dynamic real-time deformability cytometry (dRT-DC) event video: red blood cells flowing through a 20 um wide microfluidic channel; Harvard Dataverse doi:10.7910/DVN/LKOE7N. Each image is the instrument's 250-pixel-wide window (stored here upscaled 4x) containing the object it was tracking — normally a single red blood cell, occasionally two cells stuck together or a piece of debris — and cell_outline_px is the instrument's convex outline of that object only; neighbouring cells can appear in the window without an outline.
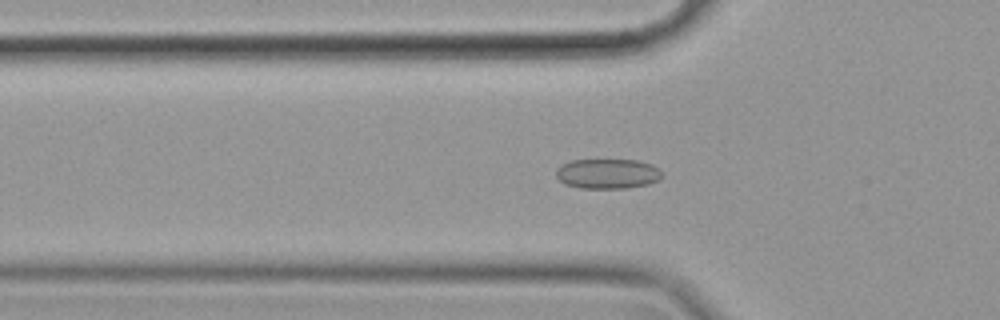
{"species": "common noctule bat (a hibernating species)", "species_latin": "Nyctalus noctula", "temperature_condition": "cold", "stored_images_in_passage": 48, "camera_frame_rate_fps": 3000, "um_per_image_px": 0.085, "animal": {"sex": "female", "body_mass_g": 19.9}, "frame": {"image": 1, "passage_image": 18, "time_ms": 5.667, "image_size_px": [1000, 320], "cell_outline_px": [[660, 180], [648, 184], [624, 188], [580, 188], [564, 184], [556, 176], [556, 168], [572, 160], [636, 160], [652, 164], [660, 168]], "centroid_in_image_um": [51.64, 14.76], "position_along_channel_um": 74.2, "area_um2": 18.44}}
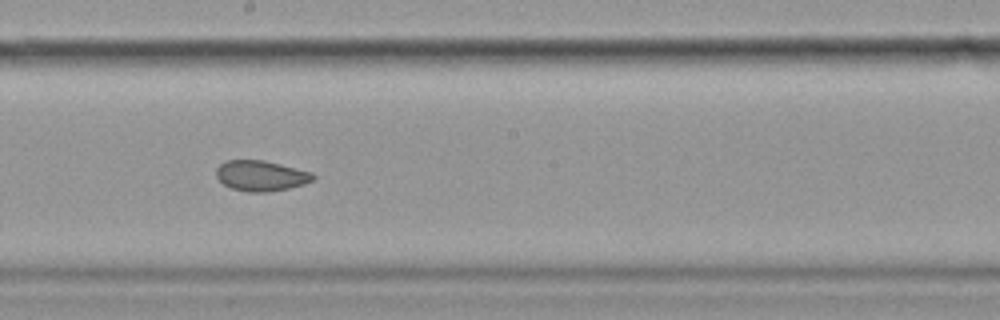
{"frame": {"image": 2, "passage_image": 31, "time_ms": 10.0, "image_size_px": [1000, 320], "cell_outline_px": [[316, 176], [312, 180], [304, 184], [288, 188], [268, 192], [248, 192], [232, 188], [224, 184], [216, 176], [216, 168], [220, 164], [228, 160], [264, 160], [312, 172]], "centroid_in_image_um": [22.18, 14.93], "position_along_channel_um": 226.0, "area_um2": 17.11}}
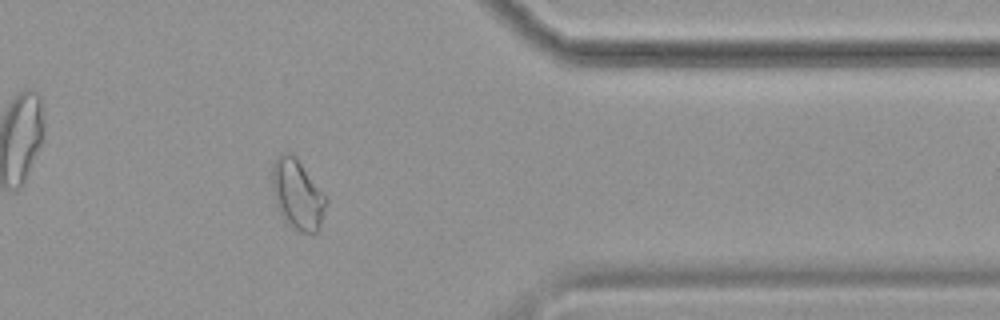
{"frame": {"image": 3, "passage_image": 46, "time_ms": 15.0, "image_size_px": [1000, 320], "cell_outline_px": [[328, 200], [320, 228], [316, 232], [300, 232], [284, 220], [280, 216], [272, 192], [272, 164], [276, 156], [284, 152], [292, 152], [296, 156]], "centroid_in_image_um": [25.26, 16.5], "position_along_channel_um": 386.1, "area_um2": 22.14}, "authors_computed_cell_mechanics": {"area_um2": 18.4093, "velocity_mm_per_s": 3.5079, "shape_relaxation_time_tau1_ms": null, "shape_relaxation_time_tau2_ms": 1.5016, "deformation_change_tau1": null, "deformation_change_tau2": 0.0583}}